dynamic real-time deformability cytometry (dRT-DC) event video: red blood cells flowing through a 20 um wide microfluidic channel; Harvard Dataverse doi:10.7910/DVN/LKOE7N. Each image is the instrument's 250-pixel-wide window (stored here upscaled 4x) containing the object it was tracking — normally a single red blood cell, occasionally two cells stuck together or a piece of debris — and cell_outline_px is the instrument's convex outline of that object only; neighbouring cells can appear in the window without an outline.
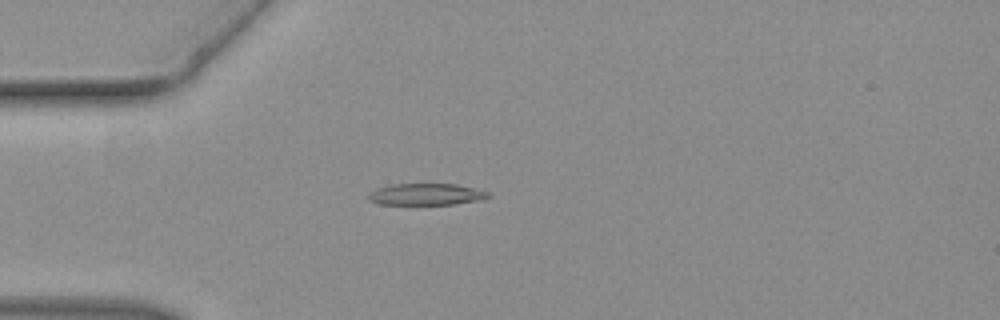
{"species": "common noctule bat (a hibernating species)", "species_latin": "Nyctalus noctula", "temperature_condition": "warm", "stored_images_in_passage": 39, "camera_frame_rate_fps": 3000, "um_per_image_px": 0.085, "animal": {"sex": "female", "body_mass_g": 19.3, "forearm_length_mm": 54.1}, "frame": {"image": 1, "passage_image": 5, "time_ms": 1.333, "image_size_px": [1000, 320], "cell_outline_px": [[492, 196], [476, 200], [456, 204], [380, 204], [368, 200], [368, 192], [376, 188], [392, 184], [456, 184], [488, 192]], "centroid_in_image_um": [36.16, 16.51], "position_along_channel_um": 48.8, "area_um2": 14.97}}
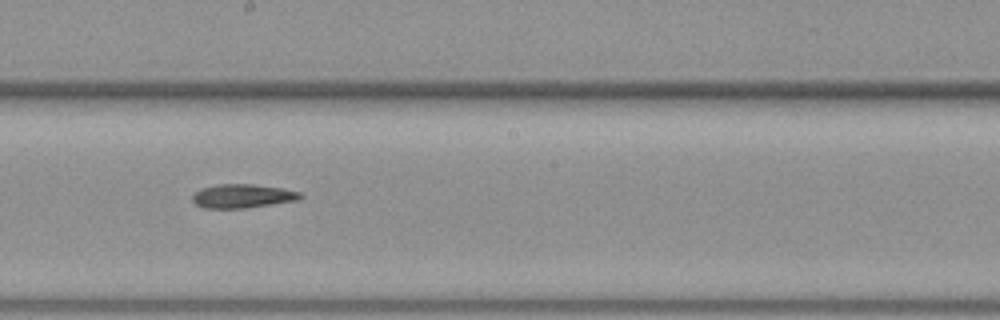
{"frame": {"image": 2, "passage_image": 18, "time_ms": 5.667, "image_size_px": [1000, 320], "cell_outline_px": [[304, 196], [300, 200], [244, 208], [204, 208], [196, 204], [192, 200], [192, 196], [200, 188], [216, 184], [252, 184], [280, 188], [300, 192]], "centroid_in_image_um": [20.61, 16.66], "position_along_channel_um": 227.6, "area_um2": 14.97}}
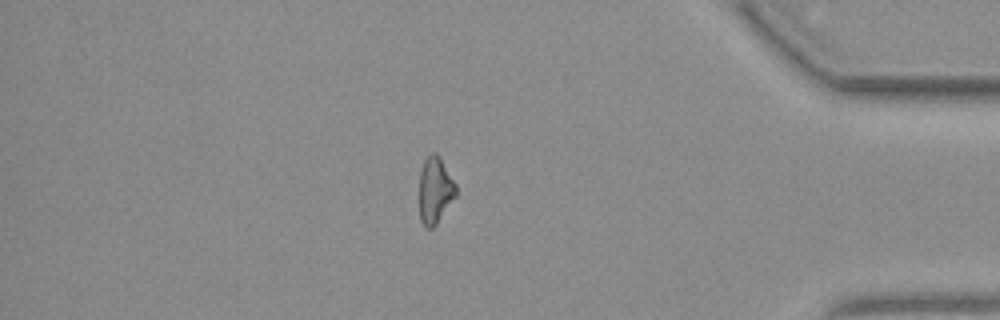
{"frame": {"image": 3, "passage_image": 32, "time_ms": 10.333, "image_size_px": [1000, 320], "cell_outline_px": [[456, 196], [436, 224], [432, 228], [424, 228], [420, 220], [420, 168], [424, 160], [432, 152], [436, 152], [440, 156], [456, 184]], "centroid_in_image_um": [36.98, 16.16], "position_along_channel_um": 398.2, "area_um2": 14.28}}